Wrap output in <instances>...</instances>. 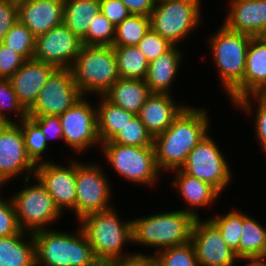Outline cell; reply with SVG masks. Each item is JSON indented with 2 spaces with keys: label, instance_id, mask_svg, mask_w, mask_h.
Returning <instances> with one entry per match:
<instances>
[{
  "label": "cell",
  "instance_id": "6da1fadb",
  "mask_svg": "<svg viewBox=\"0 0 266 266\" xmlns=\"http://www.w3.org/2000/svg\"><path fill=\"white\" fill-rule=\"evenodd\" d=\"M209 113L203 107L186 106L173 123L153 140L160 171L180 169L191 150L211 132Z\"/></svg>",
  "mask_w": 266,
  "mask_h": 266
},
{
  "label": "cell",
  "instance_id": "7a4b0ae2",
  "mask_svg": "<svg viewBox=\"0 0 266 266\" xmlns=\"http://www.w3.org/2000/svg\"><path fill=\"white\" fill-rule=\"evenodd\" d=\"M77 223H80L101 266L136 253L124 250L126 243L133 244L132 220H121L115 206L88 214Z\"/></svg>",
  "mask_w": 266,
  "mask_h": 266
},
{
  "label": "cell",
  "instance_id": "3957f363",
  "mask_svg": "<svg viewBox=\"0 0 266 266\" xmlns=\"http://www.w3.org/2000/svg\"><path fill=\"white\" fill-rule=\"evenodd\" d=\"M218 28L209 35L207 43L219 74L221 88L234 104L243 97L246 54L252 36L229 30L224 24Z\"/></svg>",
  "mask_w": 266,
  "mask_h": 266
},
{
  "label": "cell",
  "instance_id": "277c9868",
  "mask_svg": "<svg viewBox=\"0 0 266 266\" xmlns=\"http://www.w3.org/2000/svg\"><path fill=\"white\" fill-rule=\"evenodd\" d=\"M32 234L36 266H101L80 225L73 233L51 228Z\"/></svg>",
  "mask_w": 266,
  "mask_h": 266
},
{
  "label": "cell",
  "instance_id": "5b68a950",
  "mask_svg": "<svg viewBox=\"0 0 266 266\" xmlns=\"http://www.w3.org/2000/svg\"><path fill=\"white\" fill-rule=\"evenodd\" d=\"M195 219L183 209L131 219L133 244L154 247L155 254L165 248L186 244L191 241Z\"/></svg>",
  "mask_w": 266,
  "mask_h": 266
},
{
  "label": "cell",
  "instance_id": "8992f818",
  "mask_svg": "<svg viewBox=\"0 0 266 266\" xmlns=\"http://www.w3.org/2000/svg\"><path fill=\"white\" fill-rule=\"evenodd\" d=\"M70 70L83 96L104 95L120 78L113 46L82 45Z\"/></svg>",
  "mask_w": 266,
  "mask_h": 266
},
{
  "label": "cell",
  "instance_id": "52a82bcc",
  "mask_svg": "<svg viewBox=\"0 0 266 266\" xmlns=\"http://www.w3.org/2000/svg\"><path fill=\"white\" fill-rule=\"evenodd\" d=\"M201 5V0H157L150 15V27L178 46L202 24Z\"/></svg>",
  "mask_w": 266,
  "mask_h": 266
},
{
  "label": "cell",
  "instance_id": "ba28073f",
  "mask_svg": "<svg viewBox=\"0 0 266 266\" xmlns=\"http://www.w3.org/2000/svg\"><path fill=\"white\" fill-rule=\"evenodd\" d=\"M102 157L120 176L136 185L156 186L162 172L156 164L154 146H126L112 141L101 143ZM161 172V173H160Z\"/></svg>",
  "mask_w": 266,
  "mask_h": 266
},
{
  "label": "cell",
  "instance_id": "9c48e42d",
  "mask_svg": "<svg viewBox=\"0 0 266 266\" xmlns=\"http://www.w3.org/2000/svg\"><path fill=\"white\" fill-rule=\"evenodd\" d=\"M24 178V189L11 195L16 218L21 230L33 233L38 230L51 229L48 225L57 224L61 217L52 197L35 176ZM34 181V184L31 181ZM31 183V184H30ZM33 184V185H32ZM48 226V227H47Z\"/></svg>",
  "mask_w": 266,
  "mask_h": 266
},
{
  "label": "cell",
  "instance_id": "30bf717a",
  "mask_svg": "<svg viewBox=\"0 0 266 266\" xmlns=\"http://www.w3.org/2000/svg\"><path fill=\"white\" fill-rule=\"evenodd\" d=\"M208 133L188 154L180 168L186 174L213 186L220 194L232 182V170L220 146Z\"/></svg>",
  "mask_w": 266,
  "mask_h": 266
},
{
  "label": "cell",
  "instance_id": "8fae6325",
  "mask_svg": "<svg viewBox=\"0 0 266 266\" xmlns=\"http://www.w3.org/2000/svg\"><path fill=\"white\" fill-rule=\"evenodd\" d=\"M79 160V161H78ZM98 162L87 164L76 159V219L113 207V189L108 176Z\"/></svg>",
  "mask_w": 266,
  "mask_h": 266
},
{
  "label": "cell",
  "instance_id": "7c38bea8",
  "mask_svg": "<svg viewBox=\"0 0 266 266\" xmlns=\"http://www.w3.org/2000/svg\"><path fill=\"white\" fill-rule=\"evenodd\" d=\"M90 103L87 96H83L59 115L64 144L76 154L87 152L91 147H101L97 132V108Z\"/></svg>",
  "mask_w": 266,
  "mask_h": 266
},
{
  "label": "cell",
  "instance_id": "4fadbf2b",
  "mask_svg": "<svg viewBox=\"0 0 266 266\" xmlns=\"http://www.w3.org/2000/svg\"><path fill=\"white\" fill-rule=\"evenodd\" d=\"M82 97L71 70L56 69L40 90L35 103L27 110L28 115L59 116Z\"/></svg>",
  "mask_w": 266,
  "mask_h": 266
},
{
  "label": "cell",
  "instance_id": "5bb4252c",
  "mask_svg": "<svg viewBox=\"0 0 266 266\" xmlns=\"http://www.w3.org/2000/svg\"><path fill=\"white\" fill-rule=\"evenodd\" d=\"M64 164L66 166L46 159L45 163L36 165L34 176L46 188L60 213L71 210L76 219V159Z\"/></svg>",
  "mask_w": 266,
  "mask_h": 266
},
{
  "label": "cell",
  "instance_id": "9a60e30c",
  "mask_svg": "<svg viewBox=\"0 0 266 266\" xmlns=\"http://www.w3.org/2000/svg\"><path fill=\"white\" fill-rule=\"evenodd\" d=\"M35 169L27 155L20 125L3 123L0 126V189L21 174L24 178L33 177Z\"/></svg>",
  "mask_w": 266,
  "mask_h": 266
},
{
  "label": "cell",
  "instance_id": "2e32d148",
  "mask_svg": "<svg viewBox=\"0 0 266 266\" xmlns=\"http://www.w3.org/2000/svg\"><path fill=\"white\" fill-rule=\"evenodd\" d=\"M82 45V40L62 23L36 37L33 59L57 69H70Z\"/></svg>",
  "mask_w": 266,
  "mask_h": 266
},
{
  "label": "cell",
  "instance_id": "e0dca14e",
  "mask_svg": "<svg viewBox=\"0 0 266 266\" xmlns=\"http://www.w3.org/2000/svg\"><path fill=\"white\" fill-rule=\"evenodd\" d=\"M191 242L200 266H236L235 251L224 242L219 229L202 217L195 219Z\"/></svg>",
  "mask_w": 266,
  "mask_h": 266
},
{
  "label": "cell",
  "instance_id": "ac0fdd59",
  "mask_svg": "<svg viewBox=\"0 0 266 266\" xmlns=\"http://www.w3.org/2000/svg\"><path fill=\"white\" fill-rule=\"evenodd\" d=\"M223 24L252 37L266 35V0H229Z\"/></svg>",
  "mask_w": 266,
  "mask_h": 266
},
{
  "label": "cell",
  "instance_id": "d6986e66",
  "mask_svg": "<svg viewBox=\"0 0 266 266\" xmlns=\"http://www.w3.org/2000/svg\"><path fill=\"white\" fill-rule=\"evenodd\" d=\"M64 0H27L18 3V21L37 37L63 23Z\"/></svg>",
  "mask_w": 266,
  "mask_h": 266
},
{
  "label": "cell",
  "instance_id": "ffe728a7",
  "mask_svg": "<svg viewBox=\"0 0 266 266\" xmlns=\"http://www.w3.org/2000/svg\"><path fill=\"white\" fill-rule=\"evenodd\" d=\"M56 69L49 63L31 59L26 60L9 78L19 102L26 110L35 103L40 90Z\"/></svg>",
  "mask_w": 266,
  "mask_h": 266
},
{
  "label": "cell",
  "instance_id": "44dd1931",
  "mask_svg": "<svg viewBox=\"0 0 266 266\" xmlns=\"http://www.w3.org/2000/svg\"><path fill=\"white\" fill-rule=\"evenodd\" d=\"M173 97L172 94L151 93L137 114L153 138L164 132L186 107L184 103L177 104Z\"/></svg>",
  "mask_w": 266,
  "mask_h": 266
},
{
  "label": "cell",
  "instance_id": "7402d4cb",
  "mask_svg": "<svg viewBox=\"0 0 266 266\" xmlns=\"http://www.w3.org/2000/svg\"><path fill=\"white\" fill-rule=\"evenodd\" d=\"M174 175V180L171 181L172 186L178 190L180 197L186 203V208L183 210L190 212L196 218L201 217L198 214V208H206L218 201L221 197L220 193L210 184L199 180L196 177L190 176L181 169L171 171Z\"/></svg>",
  "mask_w": 266,
  "mask_h": 266
},
{
  "label": "cell",
  "instance_id": "603a6c76",
  "mask_svg": "<svg viewBox=\"0 0 266 266\" xmlns=\"http://www.w3.org/2000/svg\"><path fill=\"white\" fill-rule=\"evenodd\" d=\"M178 46H173L164 54L149 62L145 83L151 93L171 94L184 54Z\"/></svg>",
  "mask_w": 266,
  "mask_h": 266
},
{
  "label": "cell",
  "instance_id": "cb8c5ba5",
  "mask_svg": "<svg viewBox=\"0 0 266 266\" xmlns=\"http://www.w3.org/2000/svg\"><path fill=\"white\" fill-rule=\"evenodd\" d=\"M266 94V37H251L243 75V97Z\"/></svg>",
  "mask_w": 266,
  "mask_h": 266
},
{
  "label": "cell",
  "instance_id": "d4e9b609",
  "mask_svg": "<svg viewBox=\"0 0 266 266\" xmlns=\"http://www.w3.org/2000/svg\"><path fill=\"white\" fill-rule=\"evenodd\" d=\"M0 266H36L32 233H19L0 238Z\"/></svg>",
  "mask_w": 266,
  "mask_h": 266
},
{
  "label": "cell",
  "instance_id": "484cf974",
  "mask_svg": "<svg viewBox=\"0 0 266 266\" xmlns=\"http://www.w3.org/2000/svg\"><path fill=\"white\" fill-rule=\"evenodd\" d=\"M150 94L145 80L119 78L104 96L113 104L137 115Z\"/></svg>",
  "mask_w": 266,
  "mask_h": 266
},
{
  "label": "cell",
  "instance_id": "4316f807",
  "mask_svg": "<svg viewBox=\"0 0 266 266\" xmlns=\"http://www.w3.org/2000/svg\"><path fill=\"white\" fill-rule=\"evenodd\" d=\"M98 102H96L98 137L101 143L109 142L135 114L113 104L104 95H99Z\"/></svg>",
  "mask_w": 266,
  "mask_h": 266
},
{
  "label": "cell",
  "instance_id": "83f0119b",
  "mask_svg": "<svg viewBox=\"0 0 266 266\" xmlns=\"http://www.w3.org/2000/svg\"><path fill=\"white\" fill-rule=\"evenodd\" d=\"M100 13V0H64L63 24L80 39Z\"/></svg>",
  "mask_w": 266,
  "mask_h": 266
},
{
  "label": "cell",
  "instance_id": "f1b7e54d",
  "mask_svg": "<svg viewBox=\"0 0 266 266\" xmlns=\"http://www.w3.org/2000/svg\"><path fill=\"white\" fill-rule=\"evenodd\" d=\"M243 212L242 235L239 240V259L264 258L266 255V226Z\"/></svg>",
  "mask_w": 266,
  "mask_h": 266
},
{
  "label": "cell",
  "instance_id": "f546056e",
  "mask_svg": "<svg viewBox=\"0 0 266 266\" xmlns=\"http://www.w3.org/2000/svg\"><path fill=\"white\" fill-rule=\"evenodd\" d=\"M120 78L144 80L149 61L137 46H113Z\"/></svg>",
  "mask_w": 266,
  "mask_h": 266
},
{
  "label": "cell",
  "instance_id": "4dcf8cb0",
  "mask_svg": "<svg viewBox=\"0 0 266 266\" xmlns=\"http://www.w3.org/2000/svg\"><path fill=\"white\" fill-rule=\"evenodd\" d=\"M225 212V214L218 212L208 219L219 229L226 245L233 249L239 258V240L243 231V211L234 208Z\"/></svg>",
  "mask_w": 266,
  "mask_h": 266
},
{
  "label": "cell",
  "instance_id": "1f68e13d",
  "mask_svg": "<svg viewBox=\"0 0 266 266\" xmlns=\"http://www.w3.org/2000/svg\"><path fill=\"white\" fill-rule=\"evenodd\" d=\"M234 106L237 107V109L240 108L239 110L244 111L243 113L246 112V116L253 115L255 126L254 134H256V140L259 142V146L262 147V151L265 152L264 154L266 155V94L247 95L237 100L234 103ZM253 110H255V115L252 114L254 113Z\"/></svg>",
  "mask_w": 266,
  "mask_h": 266
},
{
  "label": "cell",
  "instance_id": "d6a6232c",
  "mask_svg": "<svg viewBox=\"0 0 266 266\" xmlns=\"http://www.w3.org/2000/svg\"><path fill=\"white\" fill-rule=\"evenodd\" d=\"M150 28V17L131 14L116 26L112 46H136Z\"/></svg>",
  "mask_w": 266,
  "mask_h": 266
},
{
  "label": "cell",
  "instance_id": "836d02e7",
  "mask_svg": "<svg viewBox=\"0 0 266 266\" xmlns=\"http://www.w3.org/2000/svg\"><path fill=\"white\" fill-rule=\"evenodd\" d=\"M23 133L25 149L28 157L35 164L45 163L46 152H48V142L41 129L29 118H25L18 123Z\"/></svg>",
  "mask_w": 266,
  "mask_h": 266
},
{
  "label": "cell",
  "instance_id": "e575fe53",
  "mask_svg": "<svg viewBox=\"0 0 266 266\" xmlns=\"http://www.w3.org/2000/svg\"><path fill=\"white\" fill-rule=\"evenodd\" d=\"M9 114L14 115L12 120ZM27 117L28 111L19 102L11 81L9 79L0 78V121L2 123H19Z\"/></svg>",
  "mask_w": 266,
  "mask_h": 266
},
{
  "label": "cell",
  "instance_id": "d590c367",
  "mask_svg": "<svg viewBox=\"0 0 266 266\" xmlns=\"http://www.w3.org/2000/svg\"><path fill=\"white\" fill-rule=\"evenodd\" d=\"M2 43L20 54L25 60H31L34 57L36 37L26 25L19 21L11 27Z\"/></svg>",
  "mask_w": 266,
  "mask_h": 266
},
{
  "label": "cell",
  "instance_id": "8d00e7d4",
  "mask_svg": "<svg viewBox=\"0 0 266 266\" xmlns=\"http://www.w3.org/2000/svg\"><path fill=\"white\" fill-rule=\"evenodd\" d=\"M158 266H200L191 241L153 254Z\"/></svg>",
  "mask_w": 266,
  "mask_h": 266
},
{
  "label": "cell",
  "instance_id": "74e56055",
  "mask_svg": "<svg viewBox=\"0 0 266 266\" xmlns=\"http://www.w3.org/2000/svg\"><path fill=\"white\" fill-rule=\"evenodd\" d=\"M153 140L144 123L135 115L111 141L126 146L145 147L154 146Z\"/></svg>",
  "mask_w": 266,
  "mask_h": 266
},
{
  "label": "cell",
  "instance_id": "f35d334b",
  "mask_svg": "<svg viewBox=\"0 0 266 266\" xmlns=\"http://www.w3.org/2000/svg\"><path fill=\"white\" fill-rule=\"evenodd\" d=\"M114 26L101 12L89 25L87 34L81 39L83 45L112 46L115 38Z\"/></svg>",
  "mask_w": 266,
  "mask_h": 266
},
{
  "label": "cell",
  "instance_id": "ab89813d",
  "mask_svg": "<svg viewBox=\"0 0 266 266\" xmlns=\"http://www.w3.org/2000/svg\"><path fill=\"white\" fill-rule=\"evenodd\" d=\"M136 46L150 62L170 50L174 45L150 28Z\"/></svg>",
  "mask_w": 266,
  "mask_h": 266
},
{
  "label": "cell",
  "instance_id": "60d3db41",
  "mask_svg": "<svg viewBox=\"0 0 266 266\" xmlns=\"http://www.w3.org/2000/svg\"><path fill=\"white\" fill-rule=\"evenodd\" d=\"M20 231L11 198L0 197V238L15 235Z\"/></svg>",
  "mask_w": 266,
  "mask_h": 266
},
{
  "label": "cell",
  "instance_id": "b9f144b4",
  "mask_svg": "<svg viewBox=\"0 0 266 266\" xmlns=\"http://www.w3.org/2000/svg\"><path fill=\"white\" fill-rule=\"evenodd\" d=\"M28 117L41 129V132L47 139L53 142V139L63 141V130L59 116L55 115H28Z\"/></svg>",
  "mask_w": 266,
  "mask_h": 266
},
{
  "label": "cell",
  "instance_id": "7bdbcfd3",
  "mask_svg": "<svg viewBox=\"0 0 266 266\" xmlns=\"http://www.w3.org/2000/svg\"><path fill=\"white\" fill-rule=\"evenodd\" d=\"M25 61L20 54L0 43V78L9 79Z\"/></svg>",
  "mask_w": 266,
  "mask_h": 266
},
{
  "label": "cell",
  "instance_id": "ee69618b",
  "mask_svg": "<svg viewBox=\"0 0 266 266\" xmlns=\"http://www.w3.org/2000/svg\"><path fill=\"white\" fill-rule=\"evenodd\" d=\"M18 21V4L11 0H0V43Z\"/></svg>",
  "mask_w": 266,
  "mask_h": 266
},
{
  "label": "cell",
  "instance_id": "f6af8a7d",
  "mask_svg": "<svg viewBox=\"0 0 266 266\" xmlns=\"http://www.w3.org/2000/svg\"><path fill=\"white\" fill-rule=\"evenodd\" d=\"M100 12L114 25H119L131 13L120 0H100Z\"/></svg>",
  "mask_w": 266,
  "mask_h": 266
},
{
  "label": "cell",
  "instance_id": "bcb514c9",
  "mask_svg": "<svg viewBox=\"0 0 266 266\" xmlns=\"http://www.w3.org/2000/svg\"><path fill=\"white\" fill-rule=\"evenodd\" d=\"M107 266H158V264L154 255L136 251L134 255L112 261Z\"/></svg>",
  "mask_w": 266,
  "mask_h": 266
},
{
  "label": "cell",
  "instance_id": "7dc6e473",
  "mask_svg": "<svg viewBox=\"0 0 266 266\" xmlns=\"http://www.w3.org/2000/svg\"><path fill=\"white\" fill-rule=\"evenodd\" d=\"M131 14L150 17L157 0H120Z\"/></svg>",
  "mask_w": 266,
  "mask_h": 266
},
{
  "label": "cell",
  "instance_id": "c3c4849f",
  "mask_svg": "<svg viewBox=\"0 0 266 266\" xmlns=\"http://www.w3.org/2000/svg\"><path fill=\"white\" fill-rule=\"evenodd\" d=\"M244 261V266H266V260L264 258H242L239 261Z\"/></svg>",
  "mask_w": 266,
  "mask_h": 266
},
{
  "label": "cell",
  "instance_id": "681fc988",
  "mask_svg": "<svg viewBox=\"0 0 266 266\" xmlns=\"http://www.w3.org/2000/svg\"><path fill=\"white\" fill-rule=\"evenodd\" d=\"M11 1H13L14 3H20V2H23V1H27V0H11Z\"/></svg>",
  "mask_w": 266,
  "mask_h": 266
}]
</instances>
